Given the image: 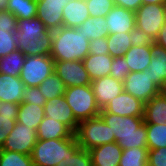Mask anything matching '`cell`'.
<instances>
[{"label": "cell", "mask_w": 166, "mask_h": 166, "mask_svg": "<svg viewBox=\"0 0 166 166\" xmlns=\"http://www.w3.org/2000/svg\"><path fill=\"white\" fill-rule=\"evenodd\" d=\"M100 116L111 128V136L123 149L147 148V130L144 117H122L100 110Z\"/></svg>", "instance_id": "6da1fadb"}, {"label": "cell", "mask_w": 166, "mask_h": 166, "mask_svg": "<svg viewBox=\"0 0 166 166\" xmlns=\"http://www.w3.org/2000/svg\"><path fill=\"white\" fill-rule=\"evenodd\" d=\"M17 48L25 56L50 55L52 49V31L37 17L32 19H18Z\"/></svg>", "instance_id": "7a4b0ae2"}, {"label": "cell", "mask_w": 166, "mask_h": 166, "mask_svg": "<svg viewBox=\"0 0 166 166\" xmlns=\"http://www.w3.org/2000/svg\"><path fill=\"white\" fill-rule=\"evenodd\" d=\"M90 41L78 28L61 27L52 31L50 56L54 61H83L89 54Z\"/></svg>", "instance_id": "3957f363"}, {"label": "cell", "mask_w": 166, "mask_h": 166, "mask_svg": "<svg viewBox=\"0 0 166 166\" xmlns=\"http://www.w3.org/2000/svg\"><path fill=\"white\" fill-rule=\"evenodd\" d=\"M110 129L99 115L79 122L74 135L80 148L89 151L94 147L115 142V136H111Z\"/></svg>", "instance_id": "277c9868"}, {"label": "cell", "mask_w": 166, "mask_h": 166, "mask_svg": "<svg viewBox=\"0 0 166 166\" xmlns=\"http://www.w3.org/2000/svg\"><path fill=\"white\" fill-rule=\"evenodd\" d=\"M64 97L78 122L100 115L91 85L67 87Z\"/></svg>", "instance_id": "5b68a950"}, {"label": "cell", "mask_w": 166, "mask_h": 166, "mask_svg": "<svg viewBox=\"0 0 166 166\" xmlns=\"http://www.w3.org/2000/svg\"><path fill=\"white\" fill-rule=\"evenodd\" d=\"M76 142L70 138L37 140L31 157L34 166H56L68 155V149Z\"/></svg>", "instance_id": "8992f818"}, {"label": "cell", "mask_w": 166, "mask_h": 166, "mask_svg": "<svg viewBox=\"0 0 166 166\" xmlns=\"http://www.w3.org/2000/svg\"><path fill=\"white\" fill-rule=\"evenodd\" d=\"M54 69L55 61L50 55L26 56L20 79L26 87H38Z\"/></svg>", "instance_id": "52a82bcc"}, {"label": "cell", "mask_w": 166, "mask_h": 166, "mask_svg": "<svg viewBox=\"0 0 166 166\" xmlns=\"http://www.w3.org/2000/svg\"><path fill=\"white\" fill-rule=\"evenodd\" d=\"M166 22V4L141 5L135 11V25L154 41Z\"/></svg>", "instance_id": "ba28073f"}, {"label": "cell", "mask_w": 166, "mask_h": 166, "mask_svg": "<svg viewBox=\"0 0 166 166\" xmlns=\"http://www.w3.org/2000/svg\"><path fill=\"white\" fill-rule=\"evenodd\" d=\"M124 91L146 104L155 95L159 94V87L152 82L149 70L130 72L123 81Z\"/></svg>", "instance_id": "9c48e42d"}, {"label": "cell", "mask_w": 166, "mask_h": 166, "mask_svg": "<svg viewBox=\"0 0 166 166\" xmlns=\"http://www.w3.org/2000/svg\"><path fill=\"white\" fill-rule=\"evenodd\" d=\"M36 143V129L16 122L14 129L9 133L0 149L31 155Z\"/></svg>", "instance_id": "30bf717a"}, {"label": "cell", "mask_w": 166, "mask_h": 166, "mask_svg": "<svg viewBox=\"0 0 166 166\" xmlns=\"http://www.w3.org/2000/svg\"><path fill=\"white\" fill-rule=\"evenodd\" d=\"M54 73L63 81L65 87L91 85V78L83 61H55Z\"/></svg>", "instance_id": "8fae6325"}, {"label": "cell", "mask_w": 166, "mask_h": 166, "mask_svg": "<svg viewBox=\"0 0 166 166\" xmlns=\"http://www.w3.org/2000/svg\"><path fill=\"white\" fill-rule=\"evenodd\" d=\"M37 18H39L49 31L63 27V8L70 0H36Z\"/></svg>", "instance_id": "7c38bea8"}, {"label": "cell", "mask_w": 166, "mask_h": 166, "mask_svg": "<svg viewBox=\"0 0 166 166\" xmlns=\"http://www.w3.org/2000/svg\"><path fill=\"white\" fill-rule=\"evenodd\" d=\"M91 87L100 110H103L111 100L124 92L123 82L112 76L93 80Z\"/></svg>", "instance_id": "4fadbf2b"}, {"label": "cell", "mask_w": 166, "mask_h": 166, "mask_svg": "<svg viewBox=\"0 0 166 166\" xmlns=\"http://www.w3.org/2000/svg\"><path fill=\"white\" fill-rule=\"evenodd\" d=\"M104 110L122 117H144V103L125 91L111 100Z\"/></svg>", "instance_id": "5bb4252c"}, {"label": "cell", "mask_w": 166, "mask_h": 166, "mask_svg": "<svg viewBox=\"0 0 166 166\" xmlns=\"http://www.w3.org/2000/svg\"><path fill=\"white\" fill-rule=\"evenodd\" d=\"M44 114L47 118L65 124L73 133L79 124L64 96H58L47 101L44 105Z\"/></svg>", "instance_id": "9a60e30c"}, {"label": "cell", "mask_w": 166, "mask_h": 166, "mask_svg": "<svg viewBox=\"0 0 166 166\" xmlns=\"http://www.w3.org/2000/svg\"><path fill=\"white\" fill-rule=\"evenodd\" d=\"M105 20L109 34L130 32L136 27L135 12L116 5L105 16Z\"/></svg>", "instance_id": "2e32d148"}, {"label": "cell", "mask_w": 166, "mask_h": 166, "mask_svg": "<svg viewBox=\"0 0 166 166\" xmlns=\"http://www.w3.org/2000/svg\"><path fill=\"white\" fill-rule=\"evenodd\" d=\"M123 149L116 143H106L89 150L93 166H119Z\"/></svg>", "instance_id": "e0dca14e"}, {"label": "cell", "mask_w": 166, "mask_h": 166, "mask_svg": "<svg viewBox=\"0 0 166 166\" xmlns=\"http://www.w3.org/2000/svg\"><path fill=\"white\" fill-rule=\"evenodd\" d=\"M25 88L20 77L0 73V102L21 104Z\"/></svg>", "instance_id": "ac0fdd59"}, {"label": "cell", "mask_w": 166, "mask_h": 166, "mask_svg": "<svg viewBox=\"0 0 166 166\" xmlns=\"http://www.w3.org/2000/svg\"><path fill=\"white\" fill-rule=\"evenodd\" d=\"M150 53L152 60L148 66L149 74L152 77V82L160 88L166 81V50L153 42L150 45Z\"/></svg>", "instance_id": "d6986e66"}, {"label": "cell", "mask_w": 166, "mask_h": 166, "mask_svg": "<svg viewBox=\"0 0 166 166\" xmlns=\"http://www.w3.org/2000/svg\"><path fill=\"white\" fill-rule=\"evenodd\" d=\"M62 15L63 27L78 28L90 16L86 0H70Z\"/></svg>", "instance_id": "ffe728a7"}, {"label": "cell", "mask_w": 166, "mask_h": 166, "mask_svg": "<svg viewBox=\"0 0 166 166\" xmlns=\"http://www.w3.org/2000/svg\"><path fill=\"white\" fill-rule=\"evenodd\" d=\"M112 61L113 57L110 54H88L83 63L91 81H93L104 76H110Z\"/></svg>", "instance_id": "44dd1931"}, {"label": "cell", "mask_w": 166, "mask_h": 166, "mask_svg": "<svg viewBox=\"0 0 166 166\" xmlns=\"http://www.w3.org/2000/svg\"><path fill=\"white\" fill-rule=\"evenodd\" d=\"M130 72H143L148 69L152 60L150 45L131 46L126 54L123 55Z\"/></svg>", "instance_id": "7402d4cb"}, {"label": "cell", "mask_w": 166, "mask_h": 166, "mask_svg": "<svg viewBox=\"0 0 166 166\" xmlns=\"http://www.w3.org/2000/svg\"><path fill=\"white\" fill-rule=\"evenodd\" d=\"M37 140L70 138L74 133L63 123L44 117L37 130Z\"/></svg>", "instance_id": "603a6c76"}, {"label": "cell", "mask_w": 166, "mask_h": 166, "mask_svg": "<svg viewBox=\"0 0 166 166\" xmlns=\"http://www.w3.org/2000/svg\"><path fill=\"white\" fill-rule=\"evenodd\" d=\"M144 122L166 125V98L160 93L144 104Z\"/></svg>", "instance_id": "cb8c5ba5"}, {"label": "cell", "mask_w": 166, "mask_h": 166, "mask_svg": "<svg viewBox=\"0 0 166 166\" xmlns=\"http://www.w3.org/2000/svg\"><path fill=\"white\" fill-rule=\"evenodd\" d=\"M44 117V107L35 104L21 103L19 105L16 121L28 128L37 130Z\"/></svg>", "instance_id": "d4e9b609"}, {"label": "cell", "mask_w": 166, "mask_h": 166, "mask_svg": "<svg viewBox=\"0 0 166 166\" xmlns=\"http://www.w3.org/2000/svg\"><path fill=\"white\" fill-rule=\"evenodd\" d=\"M80 31H83L85 38L89 41L96 38L107 37L109 29L106 26L105 17H91L89 16L79 27Z\"/></svg>", "instance_id": "484cf974"}, {"label": "cell", "mask_w": 166, "mask_h": 166, "mask_svg": "<svg viewBox=\"0 0 166 166\" xmlns=\"http://www.w3.org/2000/svg\"><path fill=\"white\" fill-rule=\"evenodd\" d=\"M25 55L19 50L0 58V73L20 77L21 69L25 62Z\"/></svg>", "instance_id": "4316f807"}, {"label": "cell", "mask_w": 166, "mask_h": 166, "mask_svg": "<svg viewBox=\"0 0 166 166\" xmlns=\"http://www.w3.org/2000/svg\"><path fill=\"white\" fill-rule=\"evenodd\" d=\"M7 11L18 19H32L37 16L36 0H8Z\"/></svg>", "instance_id": "83f0119b"}, {"label": "cell", "mask_w": 166, "mask_h": 166, "mask_svg": "<svg viewBox=\"0 0 166 166\" xmlns=\"http://www.w3.org/2000/svg\"><path fill=\"white\" fill-rule=\"evenodd\" d=\"M56 166H93L89 151L80 148L75 142L69 149L68 155Z\"/></svg>", "instance_id": "f1b7e54d"}, {"label": "cell", "mask_w": 166, "mask_h": 166, "mask_svg": "<svg viewBox=\"0 0 166 166\" xmlns=\"http://www.w3.org/2000/svg\"><path fill=\"white\" fill-rule=\"evenodd\" d=\"M130 32L112 33L107 36L108 51L112 57L123 56L132 46Z\"/></svg>", "instance_id": "f546056e"}, {"label": "cell", "mask_w": 166, "mask_h": 166, "mask_svg": "<svg viewBox=\"0 0 166 166\" xmlns=\"http://www.w3.org/2000/svg\"><path fill=\"white\" fill-rule=\"evenodd\" d=\"M38 88L47 101L58 96H64L66 89L63 81L55 73L46 78Z\"/></svg>", "instance_id": "4dcf8cb0"}, {"label": "cell", "mask_w": 166, "mask_h": 166, "mask_svg": "<svg viewBox=\"0 0 166 166\" xmlns=\"http://www.w3.org/2000/svg\"><path fill=\"white\" fill-rule=\"evenodd\" d=\"M148 148L123 150L119 166H148Z\"/></svg>", "instance_id": "1f68e13d"}, {"label": "cell", "mask_w": 166, "mask_h": 166, "mask_svg": "<svg viewBox=\"0 0 166 166\" xmlns=\"http://www.w3.org/2000/svg\"><path fill=\"white\" fill-rule=\"evenodd\" d=\"M146 130L148 150L166 147V125L146 124Z\"/></svg>", "instance_id": "d6a6232c"}, {"label": "cell", "mask_w": 166, "mask_h": 166, "mask_svg": "<svg viewBox=\"0 0 166 166\" xmlns=\"http://www.w3.org/2000/svg\"><path fill=\"white\" fill-rule=\"evenodd\" d=\"M0 166H34L31 155L0 149Z\"/></svg>", "instance_id": "836d02e7"}, {"label": "cell", "mask_w": 166, "mask_h": 166, "mask_svg": "<svg viewBox=\"0 0 166 166\" xmlns=\"http://www.w3.org/2000/svg\"><path fill=\"white\" fill-rule=\"evenodd\" d=\"M17 28H0V58L17 50Z\"/></svg>", "instance_id": "e575fe53"}, {"label": "cell", "mask_w": 166, "mask_h": 166, "mask_svg": "<svg viewBox=\"0 0 166 166\" xmlns=\"http://www.w3.org/2000/svg\"><path fill=\"white\" fill-rule=\"evenodd\" d=\"M91 17H105L115 6L114 0H86Z\"/></svg>", "instance_id": "d590c367"}, {"label": "cell", "mask_w": 166, "mask_h": 166, "mask_svg": "<svg viewBox=\"0 0 166 166\" xmlns=\"http://www.w3.org/2000/svg\"><path fill=\"white\" fill-rule=\"evenodd\" d=\"M129 73V65L127 64L124 56L113 57L110 76L123 82Z\"/></svg>", "instance_id": "8d00e7d4"}, {"label": "cell", "mask_w": 166, "mask_h": 166, "mask_svg": "<svg viewBox=\"0 0 166 166\" xmlns=\"http://www.w3.org/2000/svg\"><path fill=\"white\" fill-rule=\"evenodd\" d=\"M22 103L35 104L37 106L44 107L47 100L42 95L38 87H26L24 89Z\"/></svg>", "instance_id": "74e56055"}, {"label": "cell", "mask_w": 166, "mask_h": 166, "mask_svg": "<svg viewBox=\"0 0 166 166\" xmlns=\"http://www.w3.org/2000/svg\"><path fill=\"white\" fill-rule=\"evenodd\" d=\"M17 116H0V148L3 146L7 136L14 129Z\"/></svg>", "instance_id": "f35d334b"}, {"label": "cell", "mask_w": 166, "mask_h": 166, "mask_svg": "<svg viewBox=\"0 0 166 166\" xmlns=\"http://www.w3.org/2000/svg\"><path fill=\"white\" fill-rule=\"evenodd\" d=\"M148 166H166V147L148 150Z\"/></svg>", "instance_id": "ab89813d"}, {"label": "cell", "mask_w": 166, "mask_h": 166, "mask_svg": "<svg viewBox=\"0 0 166 166\" xmlns=\"http://www.w3.org/2000/svg\"><path fill=\"white\" fill-rule=\"evenodd\" d=\"M130 37L132 46L151 45L154 42L145 31L137 27L130 31Z\"/></svg>", "instance_id": "60d3db41"}, {"label": "cell", "mask_w": 166, "mask_h": 166, "mask_svg": "<svg viewBox=\"0 0 166 166\" xmlns=\"http://www.w3.org/2000/svg\"><path fill=\"white\" fill-rule=\"evenodd\" d=\"M89 54H109L107 37L91 40L89 44Z\"/></svg>", "instance_id": "b9f144b4"}, {"label": "cell", "mask_w": 166, "mask_h": 166, "mask_svg": "<svg viewBox=\"0 0 166 166\" xmlns=\"http://www.w3.org/2000/svg\"><path fill=\"white\" fill-rule=\"evenodd\" d=\"M0 28H17V18L7 10L0 11Z\"/></svg>", "instance_id": "7bdbcfd3"}, {"label": "cell", "mask_w": 166, "mask_h": 166, "mask_svg": "<svg viewBox=\"0 0 166 166\" xmlns=\"http://www.w3.org/2000/svg\"><path fill=\"white\" fill-rule=\"evenodd\" d=\"M20 104L0 102V116H17Z\"/></svg>", "instance_id": "ee69618b"}, {"label": "cell", "mask_w": 166, "mask_h": 166, "mask_svg": "<svg viewBox=\"0 0 166 166\" xmlns=\"http://www.w3.org/2000/svg\"><path fill=\"white\" fill-rule=\"evenodd\" d=\"M115 5L135 12L141 5L142 0H114Z\"/></svg>", "instance_id": "f6af8a7d"}, {"label": "cell", "mask_w": 166, "mask_h": 166, "mask_svg": "<svg viewBox=\"0 0 166 166\" xmlns=\"http://www.w3.org/2000/svg\"><path fill=\"white\" fill-rule=\"evenodd\" d=\"M154 42L160 46H162L166 50V22L162 26L161 30L159 31L158 36L154 40Z\"/></svg>", "instance_id": "bcb514c9"}, {"label": "cell", "mask_w": 166, "mask_h": 166, "mask_svg": "<svg viewBox=\"0 0 166 166\" xmlns=\"http://www.w3.org/2000/svg\"><path fill=\"white\" fill-rule=\"evenodd\" d=\"M148 4H166V0H142V5Z\"/></svg>", "instance_id": "7dc6e473"}, {"label": "cell", "mask_w": 166, "mask_h": 166, "mask_svg": "<svg viewBox=\"0 0 166 166\" xmlns=\"http://www.w3.org/2000/svg\"><path fill=\"white\" fill-rule=\"evenodd\" d=\"M8 0H0V11L7 10Z\"/></svg>", "instance_id": "c3c4849f"}, {"label": "cell", "mask_w": 166, "mask_h": 166, "mask_svg": "<svg viewBox=\"0 0 166 166\" xmlns=\"http://www.w3.org/2000/svg\"><path fill=\"white\" fill-rule=\"evenodd\" d=\"M159 93L166 98V81L163 82L162 86L160 87Z\"/></svg>", "instance_id": "681fc988"}]
</instances>
